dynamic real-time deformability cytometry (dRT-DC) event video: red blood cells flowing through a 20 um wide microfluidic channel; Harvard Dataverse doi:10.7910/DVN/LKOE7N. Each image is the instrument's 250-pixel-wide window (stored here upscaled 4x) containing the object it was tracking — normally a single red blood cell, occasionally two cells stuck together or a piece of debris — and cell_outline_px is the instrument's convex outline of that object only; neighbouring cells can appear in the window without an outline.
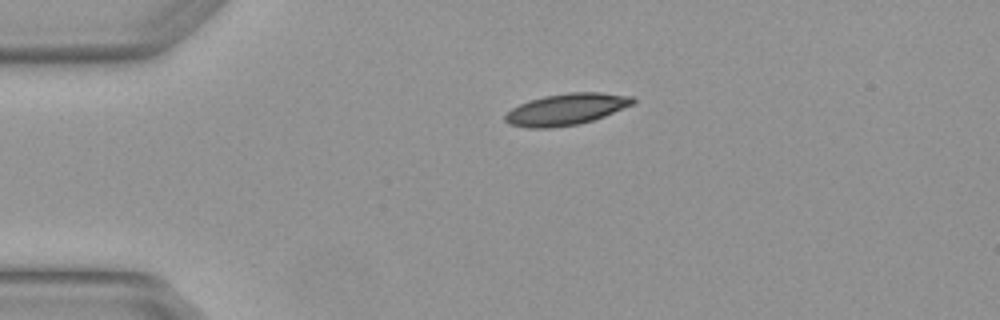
{"species": "Egyptian fruit bat (a non-hibernating species)", "species_latin": "Rousettus aegyptiacus", "temperature_condition": "warm", "stored_images_in_passage": 2, "camera_frame_rate_fps": 3000, "um_per_image_px": 0.085, "animal": {"sex": "female"}, "frame": {"image": 1, "passage_image": 2, "time_ms": 0.333, "image_size_px": [1000, 320], "cell_outline_px": [[636, 104], [604, 116], [580, 124], [552, 128], [528, 128], [508, 124], [504, 120], [504, 116], [512, 108], [528, 100], [544, 96], [568, 92], [600, 92], [632, 96], [636, 100]], "centroid_in_image_um": [48.15, 9.29], "position_along_channel_um": 36.9, "area_um2": 23.7}}